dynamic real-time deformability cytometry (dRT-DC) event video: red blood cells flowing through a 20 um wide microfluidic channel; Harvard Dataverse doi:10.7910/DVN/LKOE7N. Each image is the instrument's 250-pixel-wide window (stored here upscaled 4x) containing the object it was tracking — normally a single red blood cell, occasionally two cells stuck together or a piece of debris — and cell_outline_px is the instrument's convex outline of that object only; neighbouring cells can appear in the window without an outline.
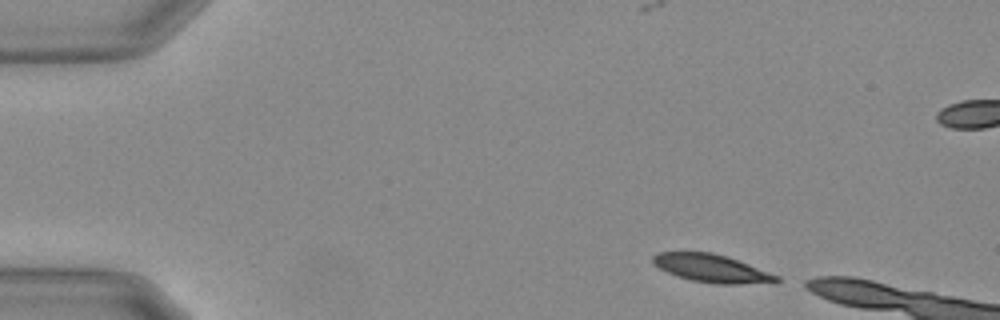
{"species": "Egyptian fruit bat (a non-hibernating species)", "species_latin": "Rousettus aegyptiacus", "temperature_condition": "warm", "stored_images_in_passage": 15, "camera_frame_rate_fps": 3000, "um_per_image_px": 0.085, "animal": {"sex": "female"}, "frame": {"image": 1, "passage_image": 1, "time_ms": 0.0, "image_size_px": [1000, 320], "cell_outline_px": [[780, 280], [776, 284], [716, 284], [692, 280], [676, 276], [652, 264], [652, 256], [656, 252], [712, 252], [728, 256], [780, 276]], "centroid_in_image_um": [60.55, 22.82], "position_along_channel_um": 24.5, "area_um2": 20.52}}
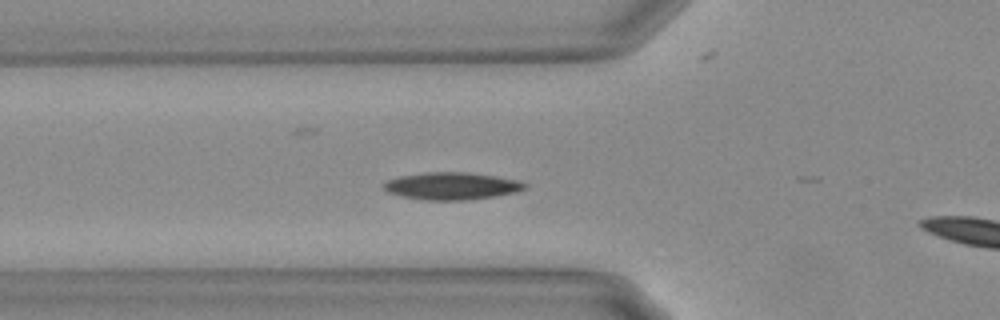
{"frame": {"image": 2, "passage_image": 13, "time_ms": 4.0, "image_size_px": [1000, 320], "cell_outline_px": [[528, 188], [516, 192], [496, 196], [468, 200], [424, 200], [400, 196], [388, 192], [384, 188], [384, 184], [388, 180], [400, 176], [428, 172], [468, 172], [520, 180], [528, 184]], "centroid_in_image_um": [38.45, 15.81], "position_along_channel_um": 87.4, "area_um2": 22.54}}